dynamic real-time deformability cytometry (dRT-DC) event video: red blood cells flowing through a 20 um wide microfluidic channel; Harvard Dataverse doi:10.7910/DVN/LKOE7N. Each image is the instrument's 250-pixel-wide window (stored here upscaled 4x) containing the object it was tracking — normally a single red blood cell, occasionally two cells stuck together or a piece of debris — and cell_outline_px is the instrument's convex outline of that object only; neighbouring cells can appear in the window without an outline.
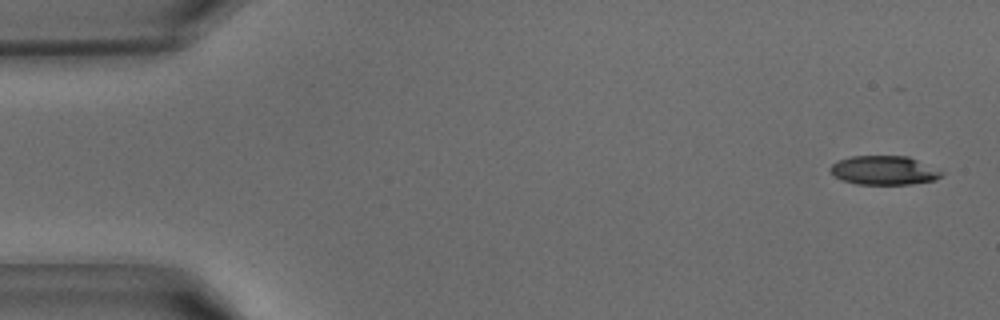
{"species": "common noctule bat (a hibernating species)", "species_latin": "Nyctalus noctula", "temperature_condition": "warm", "stored_images_in_passage": 41, "camera_frame_rate_fps": 3000, "um_per_image_px": 0.085, "animal": {"sex": "male", "body_mass_g": 15.6}, "frame": {"image": 1, "passage_image": 2, "time_ms": 0.333, "image_size_px": [1000, 320], "cell_outline_px": [[944, 172], [936, 180], [912, 184], [856, 184], [844, 180], [836, 176], [828, 168], [832, 164], [840, 160], [852, 156], [908, 156]], "centroid_in_image_um": [75.15, 14.48], "position_along_channel_um": 9.8, "area_um2": 18.55}}
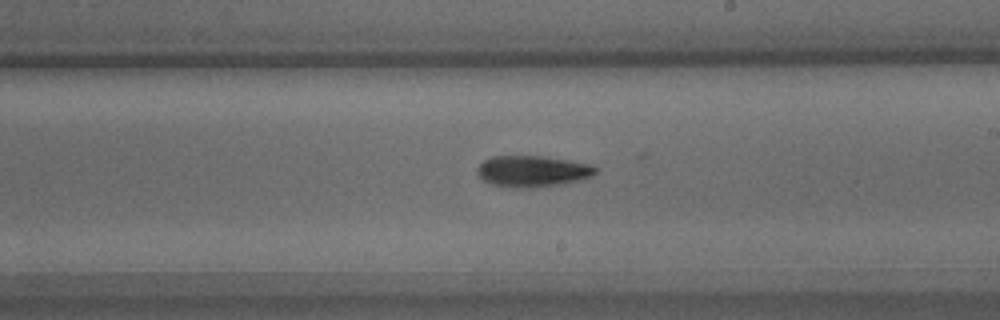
{"frame": {"image": 2, "passage_image": 24, "time_ms": 7.667, "image_size_px": [1000, 320], "cell_outline_px": [[596, 172], [592, 176], [580, 180], [560, 184], [524, 188], [492, 184], [484, 180], [476, 172], [476, 168], [484, 160], [492, 156], [544, 156], [592, 164], [596, 168]], "centroid_in_image_um": [45.27, 14.54], "position_along_channel_um": 243.7, "area_um2": 21.33}}
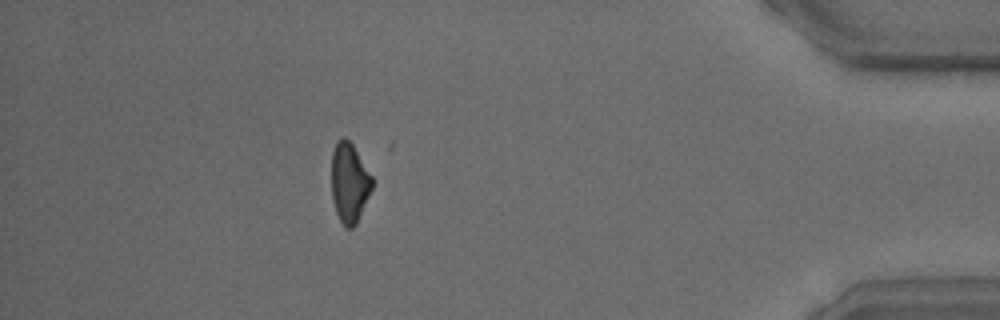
{"frame": {"image": 3, "passage_image": 37, "time_ms": 12.0, "image_size_px": [1000, 320], "cell_outline_px": [[372, 188], [356, 224], [352, 228], [344, 228], [336, 212], [332, 200], [332, 152], [336, 140], [344, 136], [352, 144], [372, 176]], "centroid_in_image_um": [29.68, 15.53], "position_along_channel_um": 405.5, "area_um2": 18.79}}